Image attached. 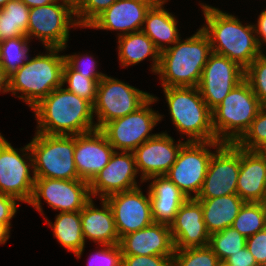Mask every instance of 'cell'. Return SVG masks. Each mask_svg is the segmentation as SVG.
Segmentation results:
<instances>
[{"label": "cell", "mask_w": 266, "mask_h": 266, "mask_svg": "<svg viewBox=\"0 0 266 266\" xmlns=\"http://www.w3.org/2000/svg\"><path fill=\"white\" fill-rule=\"evenodd\" d=\"M245 69L237 62L212 52L203 68L198 85L201 97L213 110L244 80Z\"/></svg>", "instance_id": "15"}, {"label": "cell", "mask_w": 266, "mask_h": 266, "mask_svg": "<svg viewBox=\"0 0 266 266\" xmlns=\"http://www.w3.org/2000/svg\"><path fill=\"white\" fill-rule=\"evenodd\" d=\"M244 79L250 84L261 106L266 107V53L259 55L245 69Z\"/></svg>", "instance_id": "37"}, {"label": "cell", "mask_w": 266, "mask_h": 266, "mask_svg": "<svg viewBox=\"0 0 266 266\" xmlns=\"http://www.w3.org/2000/svg\"><path fill=\"white\" fill-rule=\"evenodd\" d=\"M219 266H227V265L223 262V263H220Z\"/></svg>", "instance_id": "51"}, {"label": "cell", "mask_w": 266, "mask_h": 266, "mask_svg": "<svg viewBox=\"0 0 266 266\" xmlns=\"http://www.w3.org/2000/svg\"><path fill=\"white\" fill-rule=\"evenodd\" d=\"M175 249L205 247L209 245L210 233L203 220L200 201L188 198L170 224Z\"/></svg>", "instance_id": "21"}, {"label": "cell", "mask_w": 266, "mask_h": 266, "mask_svg": "<svg viewBox=\"0 0 266 266\" xmlns=\"http://www.w3.org/2000/svg\"><path fill=\"white\" fill-rule=\"evenodd\" d=\"M161 51L156 75L162 87H198L203 68L212 53L208 35L200 27L195 34Z\"/></svg>", "instance_id": "3"}, {"label": "cell", "mask_w": 266, "mask_h": 266, "mask_svg": "<svg viewBox=\"0 0 266 266\" xmlns=\"http://www.w3.org/2000/svg\"><path fill=\"white\" fill-rule=\"evenodd\" d=\"M224 263L227 266H259L247 247L229 256Z\"/></svg>", "instance_id": "44"}, {"label": "cell", "mask_w": 266, "mask_h": 266, "mask_svg": "<svg viewBox=\"0 0 266 266\" xmlns=\"http://www.w3.org/2000/svg\"><path fill=\"white\" fill-rule=\"evenodd\" d=\"M101 248L91 254L88 266H122V252L119 244L99 245Z\"/></svg>", "instance_id": "40"}, {"label": "cell", "mask_w": 266, "mask_h": 266, "mask_svg": "<svg viewBox=\"0 0 266 266\" xmlns=\"http://www.w3.org/2000/svg\"><path fill=\"white\" fill-rule=\"evenodd\" d=\"M31 110L38 133L75 136L97 129L93 105L63 86L53 90Z\"/></svg>", "instance_id": "2"}, {"label": "cell", "mask_w": 266, "mask_h": 266, "mask_svg": "<svg viewBox=\"0 0 266 266\" xmlns=\"http://www.w3.org/2000/svg\"><path fill=\"white\" fill-rule=\"evenodd\" d=\"M261 108L260 101L244 79L212 110L216 141L236 143L249 129Z\"/></svg>", "instance_id": "6"}, {"label": "cell", "mask_w": 266, "mask_h": 266, "mask_svg": "<svg viewBox=\"0 0 266 266\" xmlns=\"http://www.w3.org/2000/svg\"><path fill=\"white\" fill-rule=\"evenodd\" d=\"M23 1L29 8L38 7V6H45L58 0H21Z\"/></svg>", "instance_id": "47"}, {"label": "cell", "mask_w": 266, "mask_h": 266, "mask_svg": "<svg viewBox=\"0 0 266 266\" xmlns=\"http://www.w3.org/2000/svg\"><path fill=\"white\" fill-rule=\"evenodd\" d=\"M231 227L246 238L266 229V204L244 202Z\"/></svg>", "instance_id": "31"}, {"label": "cell", "mask_w": 266, "mask_h": 266, "mask_svg": "<svg viewBox=\"0 0 266 266\" xmlns=\"http://www.w3.org/2000/svg\"><path fill=\"white\" fill-rule=\"evenodd\" d=\"M262 152L266 155V148L264 150H262Z\"/></svg>", "instance_id": "52"}, {"label": "cell", "mask_w": 266, "mask_h": 266, "mask_svg": "<svg viewBox=\"0 0 266 266\" xmlns=\"http://www.w3.org/2000/svg\"><path fill=\"white\" fill-rule=\"evenodd\" d=\"M205 25L201 28L208 35L212 52L226 56L246 69L263 51L257 41L253 24H242L238 17L219 8L199 3Z\"/></svg>", "instance_id": "1"}, {"label": "cell", "mask_w": 266, "mask_h": 266, "mask_svg": "<svg viewBox=\"0 0 266 266\" xmlns=\"http://www.w3.org/2000/svg\"><path fill=\"white\" fill-rule=\"evenodd\" d=\"M156 101L158 98L152 95L137 111L107 122L99 129L115 151L133 152L156 135L151 132L164 116L151 108Z\"/></svg>", "instance_id": "10"}, {"label": "cell", "mask_w": 266, "mask_h": 266, "mask_svg": "<svg viewBox=\"0 0 266 266\" xmlns=\"http://www.w3.org/2000/svg\"><path fill=\"white\" fill-rule=\"evenodd\" d=\"M9 0H0V8L4 7Z\"/></svg>", "instance_id": "49"}, {"label": "cell", "mask_w": 266, "mask_h": 266, "mask_svg": "<svg viewBox=\"0 0 266 266\" xmlns=\"http://www.w3.org/2000/svg\"><path fill=\"white\" fill-rule=\"evenodd\" d=\"M247 238L232 227L210 234L209 247L223 263L229 256L246 247Z\"/></svg>", "instance_id": "33"}, {"label": "cell", "mask_w": 266, "mask_h": 266, "mask_svg": "<svg viewBox=\"0 0 266 266\" xmlns=\"http://www.w3.org/2000/svg\"><path fill=\"white\" fill-rule=\"evenodd\" d=\"M30 42L27 36L0 41V66L8 76L28 60Z\"/></svg>", "instance_id": "32"}, {"label": "cell", "mask_w": 266, "mask_h": 266, "mask_svg": "<svg viewBox=\"0 0 266 266\" xmlns=\"http://www.w3.org/2000/svg\"><path fill=\"white\" fill-rule=\"evenodd\" d=\"M41 199L60 212L81 211L91 199L89 183L81 179L35 178L33 194L28 204L44 216Z\"/></svg>", "instance_id": "13"}, {"label": "cell", "mask_w": 266, "mask_h": 266, "mask_svg": "<svg viewBox=\"0 0 266 266\" xmlns=\"http://www.w3.org/2000/svg\"><path fill=\"white\" fill-rule=\"evenodd\" d=\"M169 0H159L148 10L142 31L153 41L161 51L174 45L181 37L178 21L175 15L164 9Z\"/></svg>", "instance_id": "26"}, {"label": "cell", "mask_w": 266, "mask_h": 266, "mask_svg": "<svg viewBox=\"0 0 266 266\" xmlns=\"http://www.w3.org/2000/svg\"><path fill=\"white\" fill-rule=\"evenodd\" d=\"M116 0H80L75 7V16L79 27H88L101 13Z\"/></svg>", "instance_id": "38"}, {"label": "cell", "mask_w": 266, "mask_h": 266, "mask_svg": "<svg viewBox=\"0 0 266 266\" xmlns=\"http://www.w3.org/2000/svg\"><path fill=\"white\" fill-rule=\"evenodd\" d=\"M33 171L29 145L16 149L0 133V193L29 203L35 182Z\"/></svg>", "instance_id": "11"}, {"label": "cell", "mask_w": 266, "mask_h": 266, "mask_svg": "<svg viewBox=\"0 0 266 266\" xmlns=\"http://www.w3.org/2000/svg\"><path fill=\"white\" fill-rule=\"evenodd\" d=\"M65 62L74 70L86 78H103L106 74L99 72L97 70V61H95L94 56L85 54L64 55Z\"/></svg>", "instance_id": "39"}, {"label": "cell", "mask_w": 266, "mask_h": 266, "mask_svg": "<svg viewBox=\"0 0 266 266\" xmlns=\"http://www.w3.org/2000/svg\"><path fill=\"white\" fill-rule=\"evenodd\" d=\"M45 222L53 230L57 241L75 257L81 258L84 253L85 239L82 233L81 211L59 212L55 216L54 223L45 217Z\"/></svg>", "instance_id": "29"}, {"label": "cell", "mask_w": 266, "mask_h": 266, "mask_svg": "<svg viewBox=\"0 0 266 266\" xmlns=\"http://www.w3.org/2000/svg\"><path fill=\"white\" fill-rule=\"evenodd\" d=\"M122 266H173V256L123 255Z\"/></svg>", "instance_id": "41"}, {"label": "cell", "mask_w": 266, "mask_h": 266, "mask_svg": "<svg viewBox=\"0 0 266 266\" xmlns=\"http://www.w3.org/2000/svg\"><path fill=\"white\" fill-rule=\"evenodd\" d=\"M237 195L244 202H265L266 155L262 151L241 148Z\"/></svg>", "instance_id": "23"}, {"label": "cell", "mask_w": 266, "mask_h": 266, "mask_svg": "<svg viewBox=\"0 0 266 266\" xmlns=\"http://www.w3.org/2000/svg\"><path fill=\"white\" fill-rule=\"evenodd\" d=\"M175 142L167 132L156 133L153 138L146 140L133 151L141 183L146 182L150 177L168 173L181 147L186 143L185 140L182 142L180 139L177 143Z\"/></svg>", "instance_id": "17"}, {"label": "cell", "mask_w": 266, "mask_h": 266, "mask_svg": "<svg viewBox=\"0 0 266 266\" xmlns=\"http://www.w3.org/2000/svg\"><path fill=\"white\" fill-rule=\"evenodd\" d=\"M0 92H9V76L5 73V70L0 66Z\"/></svg>", "instance_id": "46"}, {"label": "cell", "mask_w": 266, "mask_h": 266, "mask_svg": "<svg viewBox=\"0 0 266 266\" xmlns=\"http://www.w3.org/2000/svg\"><path fill=\"white\" fill-rule=\"evenodd\" d=\"M29 9L21 0H9L0 8V41L26 36Z\"/></svg>", "instance_id": "30"}, {"label": "cell", "mask_w": 266, "mask_h": 266, "mask_svg": "<svg viewBox=\"0 0 266 266\" xmlns=\"http://www.w3.org/2000/svg\"><path fill=\"white\" fill-rule=\"evenodd\" d=\"M146 181H151L147 190L154 223L170 225L188 197L165 175L150 177Z\"/></svg>", "instance_id": "25"}, {"label": "cell", "mask_w": 266, "mask_h": 266, "mask_svg": "<svg viewBox=\"0 0 266 266\" xmlns=\"http://www.w3.org/2000/svg\"><path fill=\"white\" fill-rule=\"evenodd\" d=\"M221 144L220 141L186 142L165 176L188 198H196L214 153L210 149L216 150Z\"/></svg>", "instance_id": "12"}, {"label": "cell", "mask_w": 266, "mask_h": 266, "mask_svg": "<svg viewBox=\"0 0 266 266\" xmlns=\"http://www.w3.org/2000/svg\"><path fill=\"white\" fill-rule=\"evenodd\" d=\"M19 205L16 198L0 193V224H4L10 229L11 219L17 213Z\"/></svg>", "instance_id": "43"}, {"label": "cell", "mask_w": 266, "mask_h": 266, "mask_svg": "<svg viewBox=\"0 0 266 266\" xmlns=\"http://www.w3.org/2000/svg\"><path fill=\"white\" fill-rule=\"evenodd\" d=\"M65 1H68L75 6L80 0H65Z\"/></svg>", "instance_id": "50"}, {"label": "cell", "mask_w": 266, "mask_h": 266, "mask_svg": "<svg viewBox=\"0 0 266 266\" xmlns=\"http://www.w3.org/2000/svg\"><path fill=\"white\" fill-rule=\"evenodd\" d=\"M220 260L209 246L175 249L173 266H219Z\"/></svg>", "instance_id": "35"}, {"label": "cell", "mask_w": 266, "mask_h": 266, "mask_svg": "<svg viewBox=\"0 0 266 266\" xmlns=\"http://www.w3.org/2000/svg\"><path fill=\"white\" fill-rule=\"evenodd\" d=\"M241 148L236 143H222L214 151L202 188L196 199L237 194Z\"/></svg>", "instance_id": "14"}, {"label": "cell", "mask_w": 266, "mask_h": 266, "mask_svg": "<svg viewBox=\"0 0 266 266\" xmlns=\"http://www.w3.org/2000/svg\"><path fill=\"white\" fill-rule=\"evenodd\" d=\"M170 118L186 142L216 141L212 127V110L198 87H163Z\"/></svg>", "instance_id": "5"}, {"label": "cell", "mask_w": 266, "mask_h": 266, "mask_svg": "<svg viewBox=\"0 0 266 266\" xmlns=\"http://www.w3.org/2000/svg\"><path fill=\"white\" fill-rule=\"evenodd\" d=\"M9 76V92L32 109L53 90L63 86L64 55L62 48H45ZM21 94V95H16Z\"/></svg>", "instance_id": "4"}, {"label": "cell", "mask_w": 266, "mask_h": 266, "mask_svg": "<svg viewBox=\"0 0 266 266\" xmlns=\"http://www.w3.org/2000/svg\"><path fill=\"white\" fill-rule=\"evenodd\" d=\"M99 200H101V209L95 207L93 198H91L81 210L85 243L89 239L98 245L119 244L120 238L111 207L105 199Z\"/></svg>", "instance_id": "24"}, {"label": "cell", "mask_w": 266, "mask_h": 266, "mask_svg": "<svg viewBox=\"0 0 266 266\" xmlns=\"http://www.w3.org/2000/svg\"><path fill=\"white\" fill-rule=\"evenodd\" d=\"M236 144L249 151H262L266 148V107L260 109L249 129Z\"/></svg>", "instance_id": "36"}, {"label": "cell", "mask_w": 266, "mask_h": 266, "mask_svg": "<svg viewBox=\"0 0 266 266\" xmlns=\"http://www.w3.org/2000/svg\"><path fill=\"white\" fill-rule=\"evenodd\" d=\"M118 58L121 67L136 65L147 57L152 60L151 71L156 74L160 65V50L153 41L142 31L132 32L117 37Z\"/></svg>", "instance_id": "27"}, {"label": "cell", "mask_w": 266, "mask_h": 266, "mask_svg": "<svg viewBox=\"0 0 266 266\" xmlns=\"http://www.w3.org/2000/svg\"><path fill=\"white\" fill-rule=\"evenodd\" d=\"M159 0H116L88 28L117 31V36L140 31L151 6Z\"/></svg>", "instance_id": "19"}, {"label": "cell", "mask_w": 266, "mask_h": 266, "mask_svg": "<svg viewBox=\"0 0 266 266\" xmlns=\"http://www.w3.org/2000/svg\"><path fill=\"white\" fill-rule=\"evenodd\" d=\"M152 94L142 91L117 78L105 75L97 85L93 114L96 128L137 111Z\"/></svg>", "instance_id": "9"}, {"label": "cell", "mask_w": 266, "mask_h": 266, "mask_svg": "<svg viewBox=\"0 0 266 266\" xmlns=\"http://www.w3.org/2000/svg\"><path fill=\"white\" fill-rule=\"evenodd\" d=\"M198 200L202 206L203 220L210 234L231 227L244 204L237 194Z\"/></svg>", "instance_id": "28"}, {"label": "cell", "mask_w": 266, "mask_h": 266, "mask_svg": "<svg viewBox=\"0 0 266 266\" xmlns=\"http://www.w3.org/2000/svg\"><path fill=\"white\" fill-rule=\"evenodd\" d=\"M246 247L259 266H266V229L247 237Z\"/></svg>", "instance_id": "42"}, {"label": "cell", "mask_w": 266, "mask_h": 266, "mask_svg": "<svg viewBox=\"0 0 266 266\" xmlns=\"http://www.w3.org/2000/svg\"><path fill=\"white\" fill-rule=\"evenodd\" d=\"M122 255L173 256L175 252L170 225L153 223L120 238Z\"/></svg>", "instance_id": "22"}, {"label": "cell", "mask_w": 266, "mask_h": 266, "mask_svg": "<svg viewBox=\"0 0 266 266\" xmlns=\"http://www.w3.org/2000/svg\"><path fill=\"white\" fill-rule=\"evenodd\" d=\"M78 26L74 5L65 0H58L45 6L29 9L26 36L29 40L37 38L44 48L64 50L68 46L71 27Z\"/></svg>", "instance_id": "8"}, {"label": "cell", "mask_w": 266, "mask_h": 266, "mask_svg": "<svg viewBox=\"0 0 266 266\" xmlns=\"http://www.w3.org/2000/svg\"><path fill=\"white\" fill-rule=\"evenodd\" d=\"M253 26L258 44L264 51V48L262 47L264 45L266 46V9L260 12V15L257 18V24H253Z\"/></svg>", "instance_id": "45"}, {"label": "cell", "mask_w": 266, "mask_h": 266, "mask_svg": "<svg viewBox=\"0 0 266 266\" xmlns=\"http://www.w3.org/2000/svg\"><path fill=\"white\" fill-rule=\"evenodd\" d=\"M6 225L0 224V245L7 243L10 238V231Z\"/></svg>", "instance_id": "48"}, {"label": "cell", "mask_w": 266, "mask_h": 266, "mask_svg": "<svg viewBox=\"0 0 266 266\" xmlns=\"http://www.w3.org/2000/svg\"><path fill=\"white\" fill-rule=\"evenodd\" d=\"M133 152L114 151L109 163L89 183L91 198L105 199L108 196L140 186Z\"/></svg>", "instance_id": "18"}, {"label": "cell", "mask_w": 266, "mask_h": 266, "mask_svg": "<svg viewBox=\"0 0 266 266\" xmlns=\"http://www.w3.org/2000/svg\"><path fill=\"white\" fill-rule=\"evenodd\" d=\"M146 193L145 196L138 186L105 198L111 207L119 238L154 223L149 190Z\"/></svg>", "instance_id": "16"}, {"label": "cell", "mask_w": 266, "mask_h": 266, "mask_svg": "<svg viewBox=\"0 0 266 266\" xmlns=\"http://www.w3.org/2000/svg\"><path fill=\"white\" fill-rule=\"evenodd\" d=\"M28 145L35 178L80 179L74 161L75 136L35 132Z\"/></svg>", "instance_id": "7"}, {"label": "cell", "mask_w": 266, "mask_h": 266, "mask_svg": "<svg viewBox=\"0 0 266 266\" xmlns=\"http://www.w3.org/2000/svg\"><path fill=\"white\" fill-rule=\"evenodd\" d=\"M114 151L99 129L75 135L74 161L80 179L90 183L107 166Z\"/></svg>", "instance_id": "20"}, {"label": "cell", "mask_w": 266, "mask_h": 266, "mask_svg": "<svg viewBox=\"0 0 266 266\" xmlns=\"http://www.w3.org/2000/svg\"><path fill=\"white\" fill-rule=\"evenodd\" d=\"M102 78H86L81 73L74 71L66 62L63 67V87L67 91L76 94L77 96L89 101L94 105L96 100L97 85Z\"/></svg>", "instance_id": "34"}]
</instances>
